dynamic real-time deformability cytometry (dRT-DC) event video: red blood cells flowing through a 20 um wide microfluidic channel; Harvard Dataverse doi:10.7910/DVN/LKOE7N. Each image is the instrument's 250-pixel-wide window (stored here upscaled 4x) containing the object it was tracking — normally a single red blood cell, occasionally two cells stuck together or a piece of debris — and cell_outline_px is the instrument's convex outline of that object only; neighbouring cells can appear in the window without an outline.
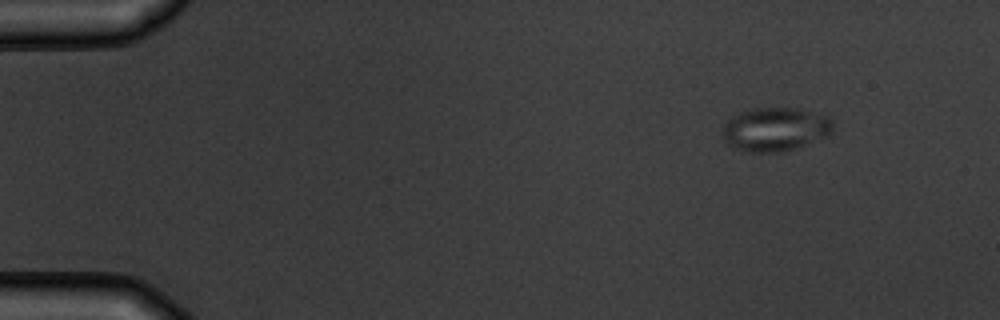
{"species": "common noctule bat (a hibernating species)", "species_latin": "Nyctalus noctula", "temperature_condition": "warm", "stored_images_in_passage": 4, "camera_frame_rate_fps": 3000, "um_per_image_px": 0.085, "animal": {"sex": "male", "body_mass_g": 19.5, "forearm_length_mm": 54.6}, "frame": {"image": 1, "passage_image": 1, "time_ms": 0.0, "image_size_px": [1000, 320], "cell_outline_px": [[832, 132], [824, 136], [796, 148], [784, 152], [752, 152], [736, 148], [728, 144], [724, 140], [724, 124], [732, 116], [740, 112], [752, 108], [796, 108], [828, 116], [832, 120]], "centroid_in_image_um": [65.88, 10.98], "position_along_channel_um": 19.1, "area_um2": 27.8}}